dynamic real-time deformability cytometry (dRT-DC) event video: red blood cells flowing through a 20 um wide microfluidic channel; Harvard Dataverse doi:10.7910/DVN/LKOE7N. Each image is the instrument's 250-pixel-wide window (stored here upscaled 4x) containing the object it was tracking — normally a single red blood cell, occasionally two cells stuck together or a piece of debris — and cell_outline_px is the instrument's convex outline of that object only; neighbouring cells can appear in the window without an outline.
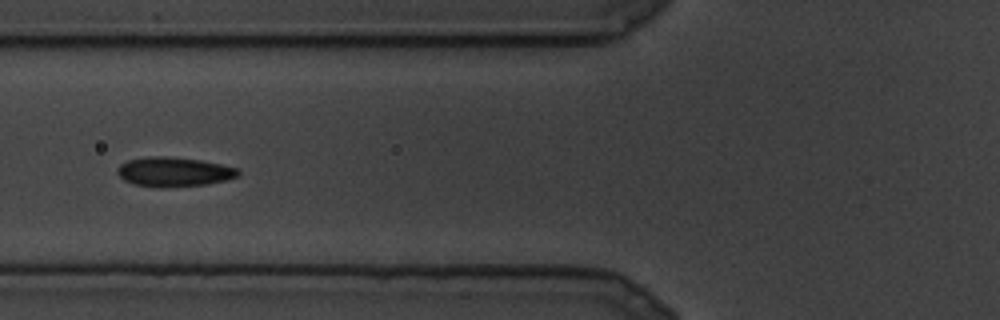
{"species": "common noctule bat (a hibernating species)", "species_latin": "Nyctalus noctula", "temperature_condition": "cold", "stored_images_in_passage": 6, "camera_frame_rate_fps": 3000, "um_per_image_px": 0.085, "animal": {"sex": "male", "body_mass_g": 19.5, "forearm_length_mm": 54.6}, "frame": {"image": 1, "passage_image": 3, "time_ms": 0.667, "image_size_px": [1000, 320], "cell_outline_px": [[240, 176], [228, 180], [208, 184], [164, 188], [132, 184], [124, 180], [116, 172], [116, 168], [120, 164], [128, 160], [148, 156], [164, 156], [200, 160], [240, 168]], "centroid_in_image_um": [14.8, 14.61], "position_along_channel_um": 111.0, "area_um2": 21.04}}
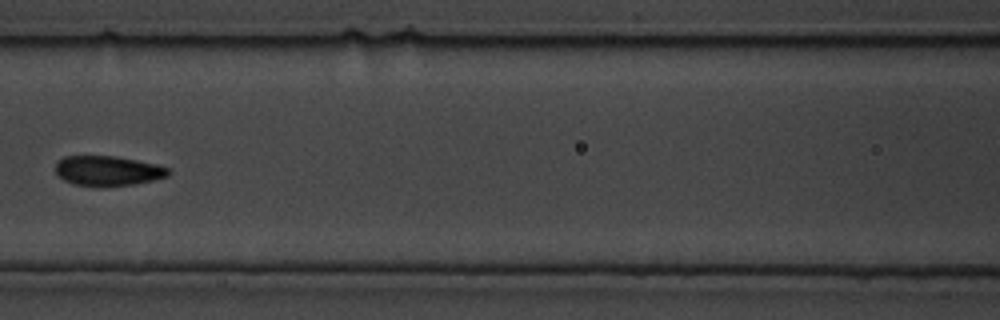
{"frame": {"image": 2, "passage_image": 5, "time_ms": 1.333, "image_size_px": [1000, 320], "cell_outline_px": [[172, 172], [168, 176], [152, 180], [132, 184], [76, 184], [64, 180], [56, 172], [56, 160], [64, 156], [116, 156], [156, 164], [168, 168]], "centroid_in_image_um": [9.17, 14.47], "position_along_channel_um": 157.4, "area_um2": 19.02}}